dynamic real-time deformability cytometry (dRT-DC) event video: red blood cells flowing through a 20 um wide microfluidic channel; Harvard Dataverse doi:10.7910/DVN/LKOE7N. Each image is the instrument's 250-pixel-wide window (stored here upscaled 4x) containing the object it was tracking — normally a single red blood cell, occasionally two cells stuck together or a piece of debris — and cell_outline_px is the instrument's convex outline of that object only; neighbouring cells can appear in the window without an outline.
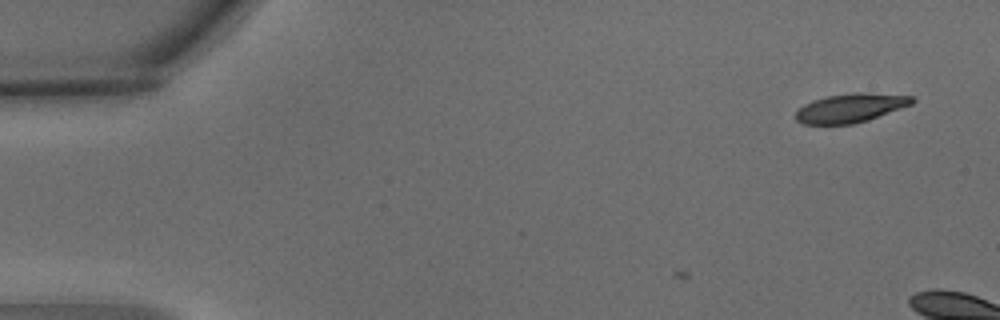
{"species": "common noctule bat (a hibernating species)", "species_latin": "Nyctalus noctula", "temperature_condition": "warm", "stored_images_in_passage": 2, "camera_frame_rate_fps": 3000, "um_per_image_px": 0.085, "animal": {"sex": "male", "body_mass_g": 15.6}, "frame": {"image": 1, "passage_image": 2, "time_ms": 0.333, "image_size_px": [1000, 320], "cell_outline_px": [[916, 100], [912, 104], [868, 120], [852, 124], [804, 124], [796, 120], [796, 112], [804, 104], [812, 100], [828, 96], [852, 92], [868, 92], [916, 96]], "centroid_in_image_um": [72.34, 9.16], "position_along_channel_um": 12.7, "area_um2": 19.71}}